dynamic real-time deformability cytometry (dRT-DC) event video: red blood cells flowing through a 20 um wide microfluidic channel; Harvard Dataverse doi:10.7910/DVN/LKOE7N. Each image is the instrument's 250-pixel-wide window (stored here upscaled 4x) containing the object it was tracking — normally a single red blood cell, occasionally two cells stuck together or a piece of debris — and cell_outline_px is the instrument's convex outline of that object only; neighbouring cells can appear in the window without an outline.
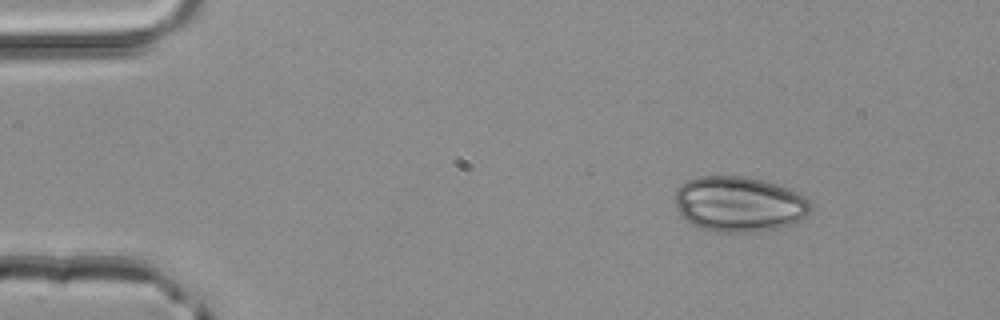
{"species": "common noctule bat (a hibernating species)", "species_latin": "Nyctalus noctula", "temperature_condition": "room temperature", "stored_images_in_passage": 3, "camera_frame_rate_fps": 3000, "um_per_image_px": 0.085, "animal": {"sex": "male", "body_mass_g": 20.4}, "frame": {"image": 1, "passage_image": 1, "time_ms": 0.0, "image_size_px": [1000, 320], "cell_outline_px": [[812, 208], [808, 216], [792, 224], [776, 228], [748, 232], [724, 232], [704, 228], [692, 224], [684, 220], [680, 216], [676, 208], [676, 188], [680, 184], [688, 180], [700, 176], [744, 176], [764, 180], [788, 188], [804, 196], [812, 204]], "centroid_in_image_um": [62.83, 17.34], "position_along_channel_um": 22.2, "area_um2": 43.87}}